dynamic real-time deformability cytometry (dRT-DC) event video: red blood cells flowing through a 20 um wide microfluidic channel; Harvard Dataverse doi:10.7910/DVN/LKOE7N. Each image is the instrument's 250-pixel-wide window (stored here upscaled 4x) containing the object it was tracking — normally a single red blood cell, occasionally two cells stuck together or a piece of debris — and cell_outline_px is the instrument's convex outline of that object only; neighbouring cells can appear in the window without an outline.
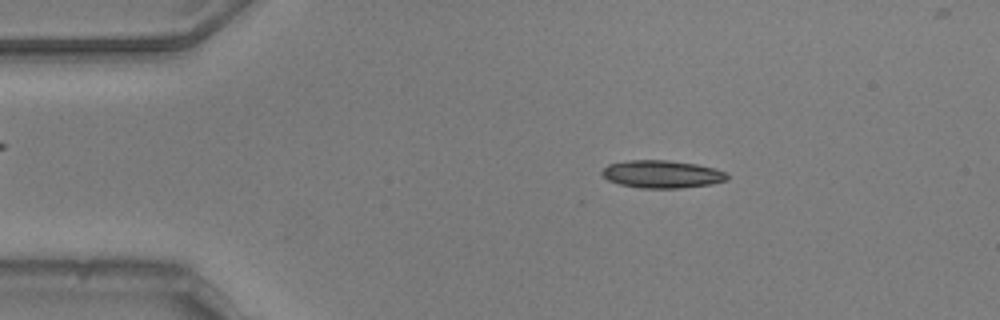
{"species": "common noctule bat (a hibernating species)", "species_latin": "Nyctalus noctula", "temperature_condition": "warm", "stored_images_in_passage": 50, "camera_frame_rate_fps": 3000, "um_per_image_px": 0.085, "animal": {"sex": "male", "body_mass_g": 20.5, "forearm_length_mm": 52.5}, "frame": {"image": 1, "passage_image": 8, "time_ms": 2.333, "image_size_px": [1000, 320], "cell_outline_px": [[728, 180], [712, 184], [680, 188], [640, 188], [620, 184], [608, 180], [600, 172], [608, 164], [628, 160], [668, 160], [696, 164], [716, 168], [728, 172]], "centroid_in_image_um": [56.3, 14.8], "position_along_channel_um": 28.7, "area_um2": 20.35}}
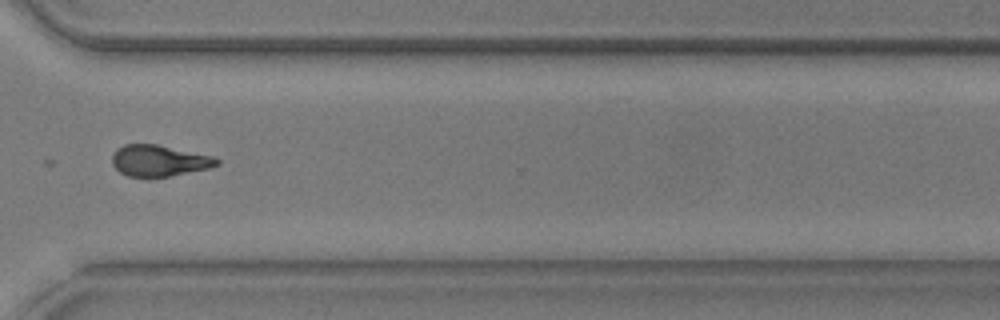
{"frame": {"image": 2, "passage_image": 38, "time_ms": 12.333, "image_size_px": [1000, 320], "cell_outline_px": [[220, 164], [208, 168], [168, 176], [128, 176], [120, 172], [112, 164], [112, 156], [116, 148], [124, 144], [156, 144], [212, 156], [220, 160]], "centroid_in_image_um": [13.49, 13.64], "position_along_channel_um": 357.1, "area_um2": 18.79}}
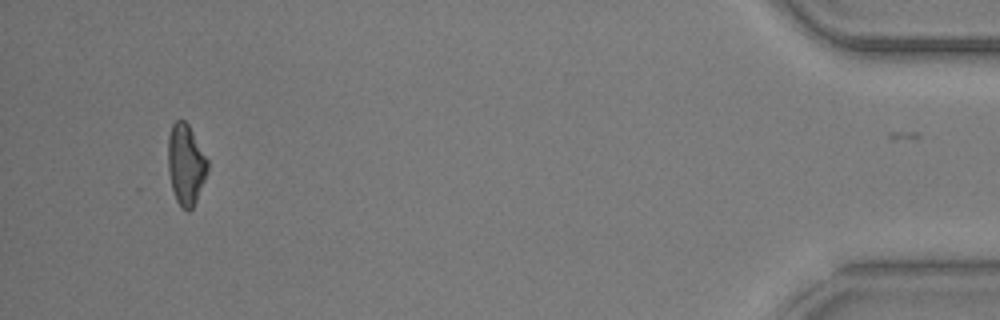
{"frame": {"image": 3, "passage_image": 49, "time_ms": 16.0, "image_size_px": [1000, 320], "cell_outline_px": [[208, 172], [196, 200], [192, 208], [188, 212], [180, 208], [176, 200], [172, 188], [168, 172], [168, 136], [172, 124], [176, 120], [184, 120], [188, 124], [208, 160]], "centroid_in_image_um": [15.79, 14.0], "position_along_channel_um": 419.4, "area_um2": 18.67}}